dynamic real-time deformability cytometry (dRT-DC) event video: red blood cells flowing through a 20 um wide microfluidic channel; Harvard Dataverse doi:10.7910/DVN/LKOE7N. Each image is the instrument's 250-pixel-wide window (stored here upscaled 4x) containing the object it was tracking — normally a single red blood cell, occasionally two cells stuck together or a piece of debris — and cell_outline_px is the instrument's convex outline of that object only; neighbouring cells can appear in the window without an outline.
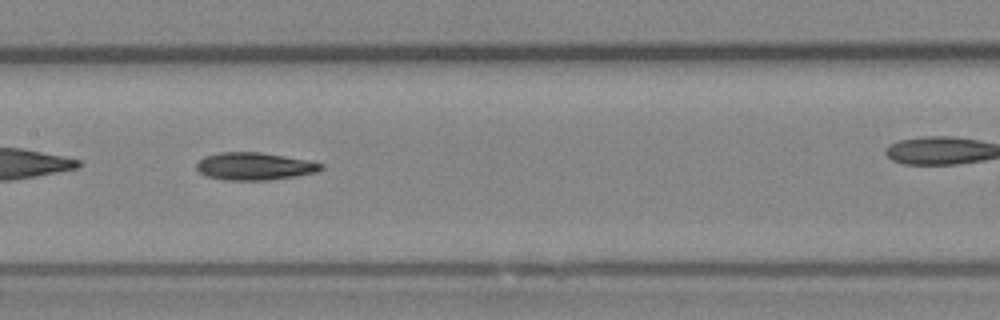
{"species": "Egyptian fruit bat (a non-hibernating species)", "species_latin": "Rousettus aegyptiacus", "temperature_condition": "room temperature", "stored_images_in_passage": 42, "camera_frame_rate_fps": 3000, "um_per_image_px": 0.085, "animal": {"sex": "female"}, "frame": {"image": 1, "passage_image": 24, "time_ms": 7.667, "image_size_px": [1000, 320], "cell_outline_px": [[324, 168], [316, 172], [296, 176], [268, 180], [224, 180], [208, 176], [200, 172], [196, 168], [196, 164], [204, 156], [220, 152], [260, 152], [312, 160], [324, 164]], "centroid_in_image_um": [21.67, 14.12], "position_along_channel_um": 185.7, "area_um2": 20.11}, "authors_computed_cell_mechanics": {"area_um2": 19.9121, "velocity_mm_per_s": 4.0072, "shape_relaxation_time_tau1_ms": 3.706, "shape_relaxation_time_tau2_ms": null, "deformation_change_tau1": 0.1224, "deformation_change_tau2": null}}